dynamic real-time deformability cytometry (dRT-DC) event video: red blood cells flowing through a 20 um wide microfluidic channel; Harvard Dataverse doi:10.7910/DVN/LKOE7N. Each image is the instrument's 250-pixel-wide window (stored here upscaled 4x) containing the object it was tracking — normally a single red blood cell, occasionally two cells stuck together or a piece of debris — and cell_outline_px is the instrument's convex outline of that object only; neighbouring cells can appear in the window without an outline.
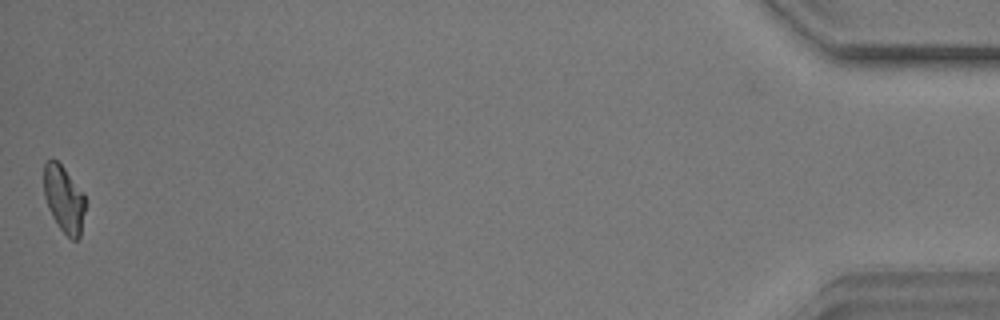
{"species": "common noctule bat (a hibernating species)", "species_latin": "Nyctalus noctula", "temperature_condition": "warm", "stored_images_in_passage": 41, "camera_frame_rate_fps": 3000, "um_per_image_px": 0.085, "animal": {"sex": "male", "body_mass_g": 17.9}, "frame": {"image": 1, "passage_image": 41, "time_ms": 13.333, "image_size_px": [1000, 320], "cell_outline_px": [[84, 212], [80, 236], [76, 240], [72, 240], [60, 228], [52, 216], [48, 208], [44, 196], [44, 164], [48, 160], [56, 160], [64, 168], [84, 192]], "centroid_in_image_um": [5.43, 16.91], "position_along_channel_um": 429.8, "area_um2": 15.95}, "authors_computed_cell_mechanics": {"area_um2": 17.34, "velocity_mm_per_s": 3.5373, "shape_relaxation_time_tau1_ms": 7.0465, "shape_relaxation_time_tau2_ms": 5.5721, "deformation_change_tau1": 0.1826, "deformation_change_tau2": 0.1225}}